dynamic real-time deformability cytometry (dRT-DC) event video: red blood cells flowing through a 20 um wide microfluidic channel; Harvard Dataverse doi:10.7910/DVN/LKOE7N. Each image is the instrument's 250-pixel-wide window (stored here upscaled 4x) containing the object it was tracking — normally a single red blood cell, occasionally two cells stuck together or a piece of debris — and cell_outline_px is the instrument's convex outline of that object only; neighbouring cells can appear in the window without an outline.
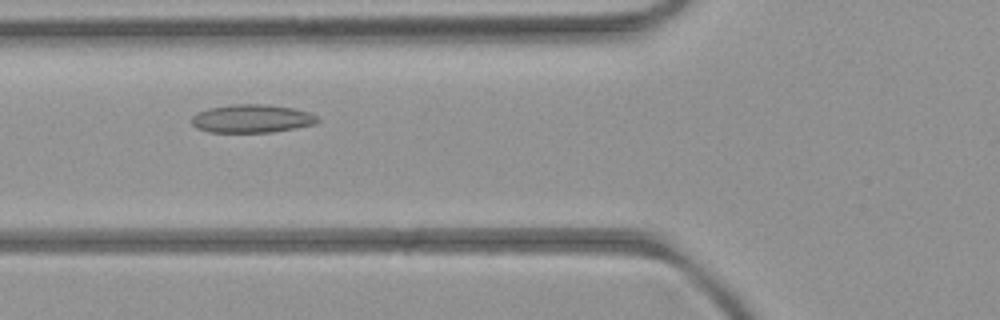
{"species": "common noctule bat (a hibernating species)", "species_latin": "Nyctalus noctula", "temperature_condition": "room temperature", "stored_images_in_passage": 4, "camera_frame_rate_fps": 3000, "um_per_image_px": 0.085, "animal": {"sex": "female", "body_mass_g": 21.9}, "frame": {"image": 1, "passage_image": 3, "time_ms": 2.333, "image_size_px": [1000, 320], "cell_outline_px": [[320, 120], [312, 124], [296, 128], [272, 132], [208, 132], [196, 128], [192, 124], [192, 116], [208, 108], [232, 104], [264, 104], [292, 108], [308, 112], [316, 116]], "centroid_in_image_um": [21.38, 10.08], "position_along_channel_um": 104.4, "area_um2": 20.58}}
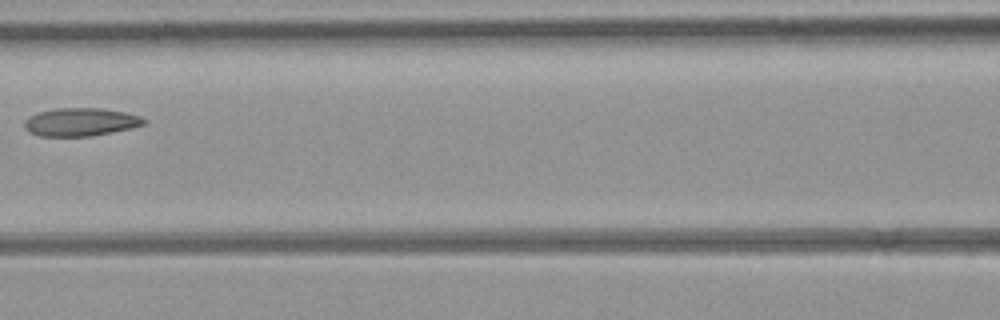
{"frame": {"image": 2, "passage_image": 4, "time_ms": 3.667, "image_size_px": [1000, 320], "cell_outline_px": [[148, 120], [144, 124], [132, 128], [112, 132], [88, 136], [40, 136], [28, 132], [24, 128], [24, 120], [28, 116], [40, 112], [56, 108], [100, 108], [124, 112], [140, 116]], "centroid_in_image_um": [6.83, 10.37], "position_along_channel_um": 159.8, "area_um2": 19.59}}